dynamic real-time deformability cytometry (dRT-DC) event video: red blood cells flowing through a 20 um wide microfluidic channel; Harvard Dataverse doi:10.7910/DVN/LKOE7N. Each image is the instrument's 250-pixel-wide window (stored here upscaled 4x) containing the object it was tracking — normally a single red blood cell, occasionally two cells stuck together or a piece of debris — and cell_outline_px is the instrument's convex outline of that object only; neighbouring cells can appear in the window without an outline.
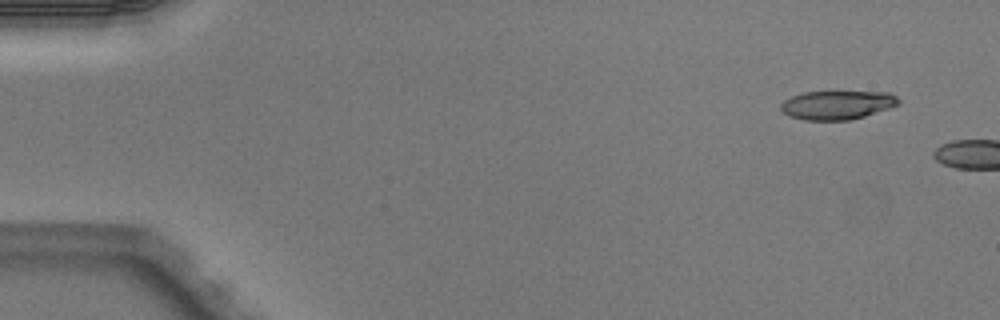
{"species": "Egyptian fruit bat (a non-hibernating species)", "species_latin": "Rousettus aegyptiacus", "temperature_condition": "warm", "stored_images_in_passage": 2, "camera_frame_rate_fps": 3000, "um_per_image_px": 0.085, "animal": {"sex": "male"}, "frame": {"image": 1, "passage_image": 1, "time_ms": 0.0, "image_size_px": [1000, 320], "cell_outline_px": [[900, 104], [864, 116], [848, 120], [804, 120], [788, 116], [780, 108], [780, 104], [784, 100], [792, 96], [804, 92], [888, 92], [896, 96], [900, 100]], "centroid_in_image_um": [71.14, 8.92], "position_along_channel_um": 13.9, "area_um2": 19.65}}